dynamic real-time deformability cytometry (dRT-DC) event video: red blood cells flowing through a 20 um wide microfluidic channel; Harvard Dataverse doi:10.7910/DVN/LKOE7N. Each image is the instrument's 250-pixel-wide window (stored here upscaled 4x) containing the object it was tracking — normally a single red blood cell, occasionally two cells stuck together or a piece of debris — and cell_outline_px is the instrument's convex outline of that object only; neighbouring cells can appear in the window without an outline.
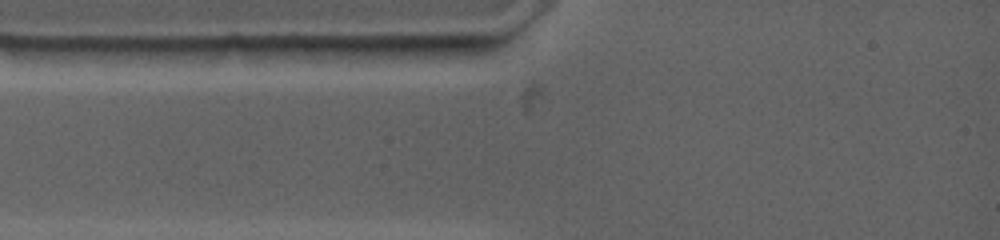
{"species": "common noctule bat (a hibernating species)", "species_latin": "Nyctalus noctula", "temperature_condition": "warm", "stored_images_in_passage": 4, "camera_frame_rate_fps": 4500, "um_per_image_px": 0.085, "animal": {"sex": "female", "body_mass_g": 19.0, "forearm_length_mm": 53.3}, "frame": {"image": 1, "passage_image": 1, "time_ms": 0.0, "image_size_px": [1000, 240], "cell_outline_px": [[436, 48], [424, 56], [316, 56], [300, 48], [300, 44], [432, 44]], "centroid_in_image_um": [31.3, 4.23], "position_along_channel_um": 53.7, "area_um2": 10.92}}